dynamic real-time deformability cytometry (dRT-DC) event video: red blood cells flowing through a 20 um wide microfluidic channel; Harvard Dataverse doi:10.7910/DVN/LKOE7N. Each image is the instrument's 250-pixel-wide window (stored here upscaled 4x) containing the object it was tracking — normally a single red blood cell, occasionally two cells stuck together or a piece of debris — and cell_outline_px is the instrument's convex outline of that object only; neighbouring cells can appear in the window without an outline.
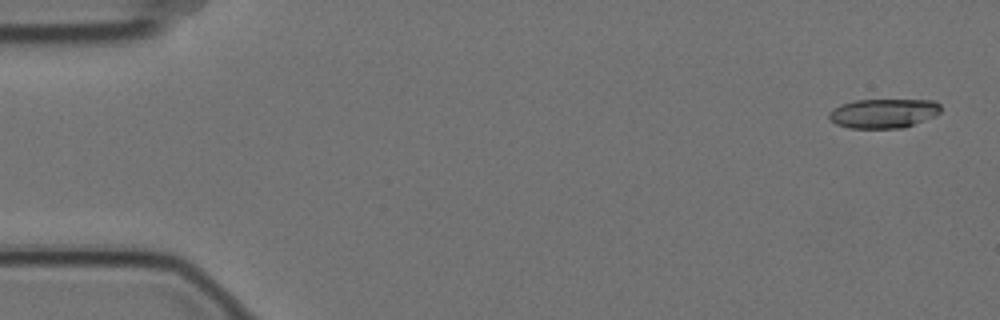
{"species": "Egyptian fruit bat (a non-hibernating species)", "species_latin": "Rousettus aegyptiacus", "temperature_condition": "cold", "stored_images_in_passage": 57, "camera_frame_rate_fps": 3000, "um_per_image_px": 0.085, "animal": {"sex": "female"}, "frame": {"image": 1, "passage_image": 2, "time_ms": 0.333, "image_size_px": [1000, 320], "cell_outline_px": [[940, 112], [936, 116], [904, 128], [848, 128], [836, 124], [828, 116], [828, 112], [832, 108], [840, 104], [856, 100], [936, 100], [940, 104]], "centroid_in_image_um": [75.1, 9.63], "position_along_channel_um": 9.9, "area_um2": 19.31}}
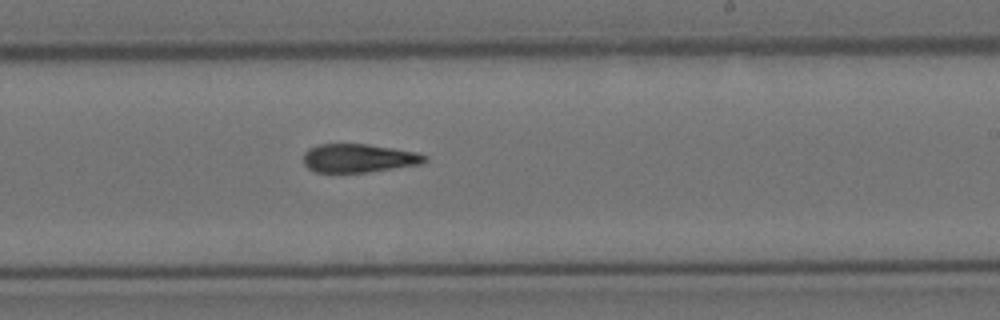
{"frame": {"image": 2, "passage_image": 34, "time_ms": 11.0, "image_size_px": [1000, 320], "cell_outline_px": [[428, 160], [420, 164], [368, 172], [316, 172], [308, 168], [304, 164], [304, 152], [308, 148], [320, 144], [368, 144], [416, 152], [428, 156]], "centroid_in_image_um": [30.48, 13.44], "position_along_channel_um": 258.5, "area_um2": 20.11}}
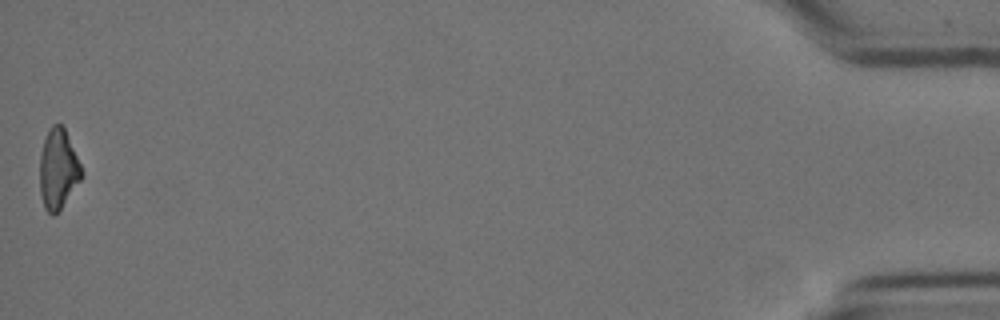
{"frame": {"image": 3, "passage_image": 57, "time_ms": 18.667, "image_size_px": [1000, 320], "cell_outline_px": [[84, 176], [60, 208], [52, 216], [44, 208], [40, 192], [40, 156], [44, 140], [48, 128], [52, 124], [60, 124], [64, 128], [84, 172]], "centroid_in_image_um": [4.94, 14.37], "position_along_channel_um": 430.3, "area_um2": 19.31}, "authors_computed_cell_mechanics": {"area_um2": 20.5768, "velocity_mm_per_s": 3.5091, "shape_relaxation_time_tau1_ms": 6.3571, "shape_relaxation_time_tau2_ms": 8.6251, "deformation_change_tau1": 0.1906, "deformation_change_tau2": 0.1922}}